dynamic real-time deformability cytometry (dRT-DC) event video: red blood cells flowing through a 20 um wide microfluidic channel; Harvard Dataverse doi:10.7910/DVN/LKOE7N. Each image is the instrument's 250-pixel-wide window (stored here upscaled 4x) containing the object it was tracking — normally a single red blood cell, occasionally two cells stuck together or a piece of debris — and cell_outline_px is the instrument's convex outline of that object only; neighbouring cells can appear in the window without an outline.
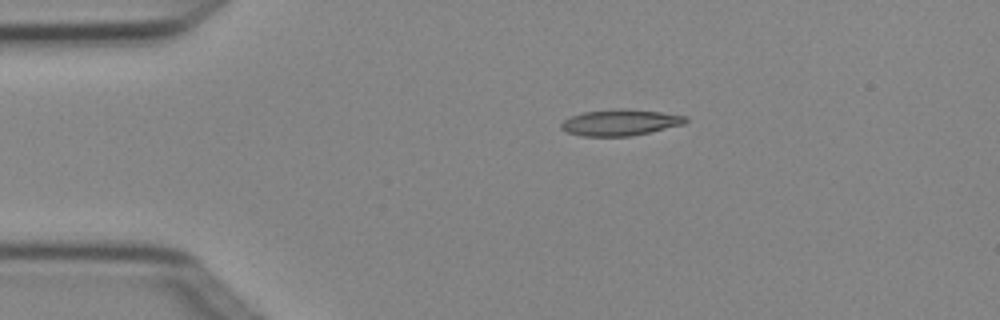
{"species": "Egyptian fruit bat (a non-hibernating species)", "species_latin": "Rousettus aegyptiacus", "temperature_condition": "cold", "stored_images_in_passage": 2, "camera_frame_rate_fps": 3000, "um_per_image_px": 0.085, "animal": {"sex": "female"}, "frame": {"image": 1, "passage_image": 1, "time_ms": 0.0, "image_size_px": [1000, 320], "cell_outline_px": [[688, 120], [684, 124], [632, 136], [580, 136], [568, 132], [560, 128], [560, 124], [564, 120], [572, 116], [584, 112], [620, 108], [660, 112], [688, 116]], "centroid_in_image_um": [52.72, 10.41], "position_along_channel_um": 32.3, "area_um2": 18.9}}